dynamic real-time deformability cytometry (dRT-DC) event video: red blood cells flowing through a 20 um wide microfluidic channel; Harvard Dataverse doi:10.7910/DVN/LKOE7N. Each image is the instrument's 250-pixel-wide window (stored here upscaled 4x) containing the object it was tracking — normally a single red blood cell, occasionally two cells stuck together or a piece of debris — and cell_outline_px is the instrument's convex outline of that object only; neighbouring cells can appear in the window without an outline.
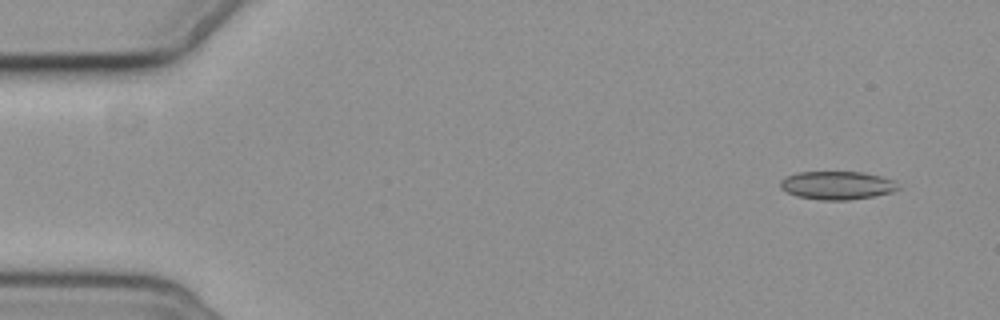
{"species": "common noctule bat (a hibernating species)", "species_latin": "Nyctalus noctula", "temperature_condition": "cold", "stored_images_in_passage": 8, "camera_frame_rate_fps": 3000, "um_per_image_px": 0.085, "animal": {"sex": "female", "body_mass_g": 19.3, "forearm_length_mm": 54.1}, "frame": {"image": 1, "passage_image": 1, "time_ms": 0.0, "image_size_px": [1000, 320], "cell_outline_px": [[900, 188], [892, 192], [872, 196], [848, 200], [820, 200], [796, 196], [780, 188], [780, 180], [796, 172], [864, 172], [896, 180]], "centroid_in_image_um": [71.17, 15.75], "position_along_channel_um": 13.8, "area_um2": 19.48}}